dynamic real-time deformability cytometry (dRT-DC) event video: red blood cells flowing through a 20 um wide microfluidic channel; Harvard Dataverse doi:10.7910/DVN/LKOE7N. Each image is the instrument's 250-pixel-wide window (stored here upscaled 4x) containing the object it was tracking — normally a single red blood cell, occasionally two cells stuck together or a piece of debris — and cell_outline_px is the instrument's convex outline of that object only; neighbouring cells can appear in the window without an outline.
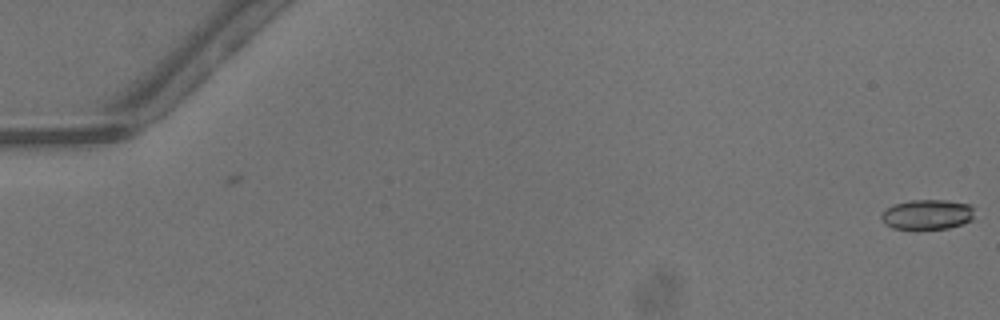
{"species": "common noctule bat (a hibernating species)", "species_latin": "Nyctalus noctula", "temperature_condition": "warm", "stored_images_in_passage": 4, "camera_frame_rate_fps": 3000, "um_per_image_px": 0.085, "animal": {"sex": "male", "body_mass_g": 13.3}, "frame": {"image": 1, "passage_image": 4, "time_ms": 1.0, "image_size_px": [1000, 320], "cell_outline_px": [[972, 220], [964, 224], [948, 228], [916, 232], [892, 228], [884, 224], [880, 220], [880, 212], [884, 208], [892, 204], [912, 200], [944, 200], [968, 204], [972, 208]], "centroid_in_image_um": [78.7, 18.28], "position_along_channel_um": 6.3, "area_um2": 17.11}}